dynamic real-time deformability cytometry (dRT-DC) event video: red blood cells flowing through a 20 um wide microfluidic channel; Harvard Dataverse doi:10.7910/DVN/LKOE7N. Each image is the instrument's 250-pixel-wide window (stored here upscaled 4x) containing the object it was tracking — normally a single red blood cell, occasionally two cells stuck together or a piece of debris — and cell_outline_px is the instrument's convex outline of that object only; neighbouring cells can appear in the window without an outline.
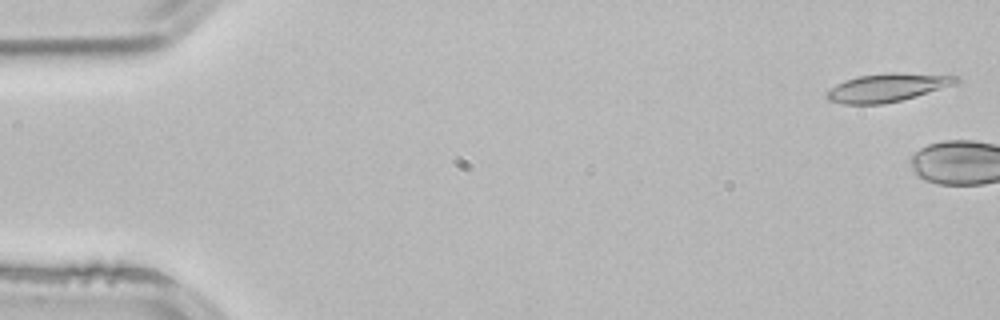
{"species": "common noctule bat (a hibernating species)", "species_latin": "Nyctalus noctula", "temperature_condition": "room temperature", "stored_images_in_passage": 5, "camera_frame_rate_fps": 3000, "um_per_image_px": 0.085, "animal": {"sex": "male", "body_mass_g": 21.5, "forearm_length_mm": 52.0}, "frame": {"image": 1, "passage_image": 2, "time_ms": 0.333, "image_size_px": [1000, 320], "cell_outline_px": [[960, 80], [952, 84], [916, 96], [884, 104], [844, 104], [828, 100], [824, 96], [836, 84], [844, 80], [860, 76], [892, 72], [896, 72], [960, 76]], "centroid_in_image_um": [75.38, 7.44], "position_along_channel_um": 9.6, "area_um2": 20.98}}